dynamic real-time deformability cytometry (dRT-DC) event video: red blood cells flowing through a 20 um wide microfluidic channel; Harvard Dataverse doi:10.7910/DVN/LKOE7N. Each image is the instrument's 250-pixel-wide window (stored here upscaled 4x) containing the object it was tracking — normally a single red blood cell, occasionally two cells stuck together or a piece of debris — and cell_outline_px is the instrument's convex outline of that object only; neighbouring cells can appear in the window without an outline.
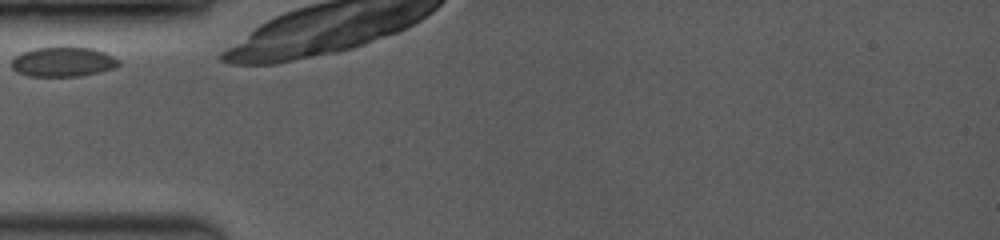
{"species": "common noctule bat (a hibernating species)", "species_latin": "Nyctalus noctula", "temperature_condition": "room temperature", "stored_images_in_passage": 2, "camera_frame_rate_fps": 3500, "um_per_image_px": 0.085, "animal": {"sex": "female", "body_mass_g": 19.0, "forearm_length_mm": 53.3}, "frame": {"image": 1, "passage_image": 1, "time_ms": 0.0, "image_size_px": [1000, 240], "cell_outline_px": [[120, 64], [116, 68], [100, 72], [80, 76], [28, 76], [16, 72], [12, 68], [12, 60], [20, 52], [32, 48], [92, 48], [104, 52], [120, 60]], "centroid_in_image_um": [5.36, 5.27], "position_along_channel_um": 79.6, "area_um2": 18.5}}